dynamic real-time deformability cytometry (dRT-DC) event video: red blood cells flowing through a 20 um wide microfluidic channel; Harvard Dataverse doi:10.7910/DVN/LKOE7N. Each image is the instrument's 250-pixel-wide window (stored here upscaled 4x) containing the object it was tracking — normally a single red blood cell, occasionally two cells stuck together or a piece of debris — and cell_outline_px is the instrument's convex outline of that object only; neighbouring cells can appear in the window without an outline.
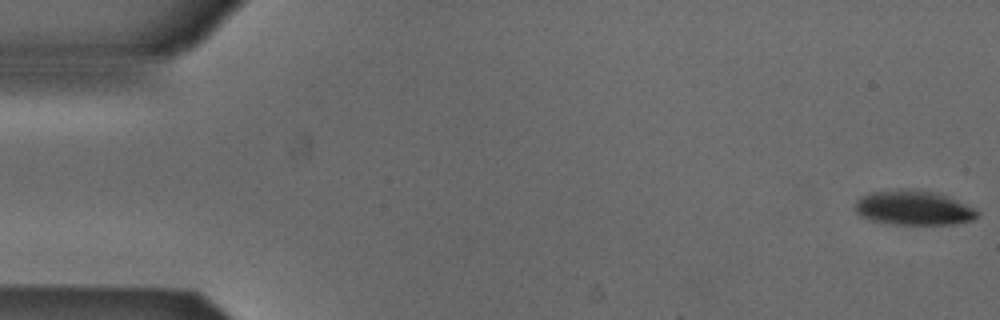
{"species": "Egyptian fruit bat (a non-hibernating species)", "species_latin": "Rousettus aegyptiacus", "temperature_condition": "cold", "stored_images_in_passage": 47, "camera_frame_rate_fps": 3000, "um_per_image_px": 0.085, "animal": {"sex": "male"}, "frame": {"image": 1, "passage_image": 1, "time_ms": 0.0, "image_size_px": [1000, 320], "cell_outline_px": [[980, 216], [972, 220], [956, 224], [892, 224], [872, 220], [860, 216], [852, 208], [856, 200], [860, 196], [868, 192], [908, 188], [912, 188], [936, 192], [948, 196], [980, 212]], "centroid_in_image_um": [77.6, 17.65], "position_along_channel_um": 7.4, "area_um2": 24.97}}
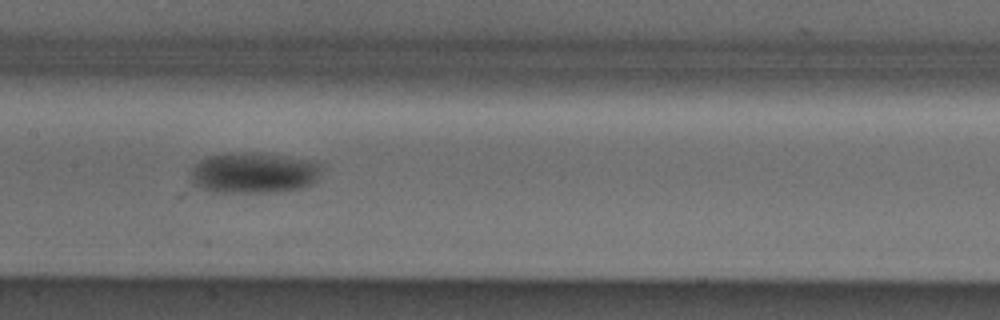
{"frame": {"image": 2, "passage_image": 26, "time_ms": 8.333, "image_size_px": [1000, 320], "cell_outline_px": [[324, 164], [320, 176], [316, 184], [300, 188], [276, 192], [212, 192], [200, 188], [192, 184], [192, 168], [200, 160], [208, 156], [228, 152], [256, 152], [316, 160]], "centroid_in_image_um": [21.65, 14.68], "position_along_channel_um": 185.7, "area_um2": 31.96}}
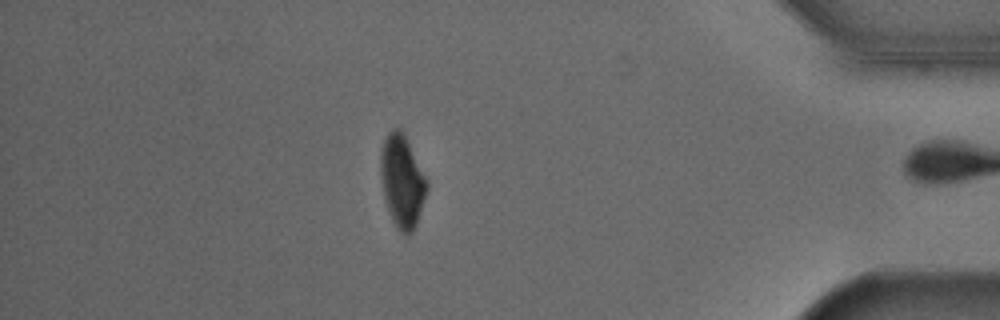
{"frame": {"image": 3, "passage_image": 46, "time_ms": 15.0, "image_size_px": [1000, 320], "cell_outline_px": [[428, 188], [416, 224], [412, 232], [404, 236], [396, 228], [392, 220], [384, 196], [380, 172], [380, 148], [388, 132], [392, 128], [400, 128], [404, 132], [428, 184]], "centroid_in_image_um": [34.16, 15.38], "position_along_channel_um": 401.0, "area_um2": 24.8}, "authors_computed_cell_mechanics": {"area_um2": 28.3798, "velocity_mm_per_s": 3.8716, "shape_relaxation_time_tau1_ms": 2.4039, "shape_relaxation_time_tau2_ms": null, "deformation_change_tau1": 0.0994, "deformation_change_tau2": null}}